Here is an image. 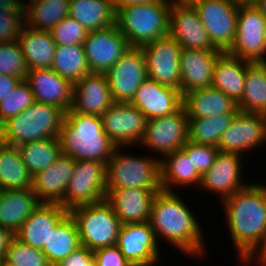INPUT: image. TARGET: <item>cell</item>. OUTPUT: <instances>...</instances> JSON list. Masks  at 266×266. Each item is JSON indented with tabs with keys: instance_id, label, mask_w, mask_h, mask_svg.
<instances>
[{
	"instance_id": "obj_1",
	"label": "cell",
	"mask_w": 266,
	"mask_h": 266,
	"mask_svg": "<svg viewBox=\"0 0 266 266\" xmlns=\"http://www.w3.org/2000/svg\"><path fill=\"white\" fill-rule=\"evenodd\" d=\"M251 183L221 202L226 231L242 266L266 262V185Z\"/></svg>"
},
{
	"instance_id": "obj_2",
	"label": "cell",
	"mask_w": 266,
	"mask_h": 266,
	"mask_svg": "<svg viewBox=\"0 0 266 266\" xmlns=\"http://www.w3.org/2000/svg\"><path fill=\"white\" fill-rule=\"evenodd\" d=\"M184 202L176 191L161 189L153 200L149 222L160 245L165 240L182 255L199 259L207 250L204 228Z\"/></svg>"
},
{
	"instance_id": "obj_3",
	"label": "cell",
	"mask_w": 266,
	"mask_h": 266,
	"mask_svg": "<svg viewBox=\"0 0 266 266\" xmlns=\"http://www.w3.org/2000/svg\"><path fill=\"white\" fill-rule=\"evenodd\" d=\"M61 153L74 160H95L107 165L117 147L104 131L100 116L65 112L59 134Z\"/></svg>"
},
{
	"instance_id": "obj_4",
	"label": "cell",
	"mask_w": 266,
	"mask_h": 266,
	"mask_svg": "<svg viewBox=\"0 0 266 266\" xmlns=\"http://www.w3.org/2000/svg\"><path fill=\"white\" fill-rule=\"evenodd\" d=\"M65 111L58 106L34 102L0 126V142L19 146L31 141L58 138Z\"/></svg>"
},
{
	"instance_id": "obj_5",
	"label": "cell",
	"mask_w": 266,
	"mask_h": 266,
	"mask_svg": "<svg viewBox=\"0 0 266 266\" xmlns=\"http://www.w3.org/2000/svg\"><path fill=\"white\" fill-rule=\"evenodd\" d=\"M172 1L128 5L116 11V25L131 47H141L169 34Z\"/></svg>"
},
{
	"instance_id": "obj_6",
	"label": "cell",
	"mask_w": 266,
	"mask_h": 266,
	"mask_svg": "<svg viewBox=\"0 0 266 266\" xmlns=\"http://www.w3.org/2000/svg\"><path fill=\"white\" fill-rule=\"evenodd\" d=\"M126 148L116 147L106 165V189L161 190L159 156H132L122 152Z\"/></svg>"
},
{
	"instance_id": "obj_7",
	"label": "cell",
	"mask_w": 266,
	"mask_h": 266,
	"mask_svg": "<svg viewBox=\"0 0 266 266\" xmlns=\"http://www.w3.org/2000/svg\"><path fill=\"white\" fill-rule=\"evenodd\" d=\"M69 213L77 223L81 245L91 251L116 245L122 224L106 199L74 207Z\"/></svg>"
},
{
	"instance_id": "obj_8",
	"label": "cell",
	"mask_w": 266,
	"mask_h": 266,
	"mask_svg": "<svg viewBox=\"0 0 266 266\" xmlns=\"http://www.w3.org/2000/svg\"><path fill=\"white\" fill-rule=\"evenodd\" d=\"M227 53L250 62L266 61V19L253 3L239 4L237 32Z\"/></svg>"
},
{
	"instance_id": "obj_9",
	"label": "cell",
	"mask_w": 266,
	"mask_h": 266,
	"mask_svg": "<svg viewBox=\"0 0 266 266\" xmlns=\"http://www.w3.org/2000/svg\"><path fill=\"white\" fill-rule=\"evenodd\" d=\"M212 45L227 52L237 32L239 4L233 0H192Z\"/></svg>"
},
{
	"instance_id": "obj_10",
	"label": "cell",
	"mask_w": 266,
	"mask_h": 266,
	"mask_svg": "<svg viewBox=\"0 0 266 266\" xmlns=\"http://www.w3.org/2000/svg\"><path fill=\"white\" fill-rule=\"evenodd\" d=\"M106 164L95 160H75L73 175L65 190L64 208L89 205L106 199Z\"/></svg>"
},
{
	"instance_id": "obj_11",
	"label": "cell",
	"mask_w": 266,
	"mask_h": 266,
	"mask_svg": "<svg viewBox=\"0 0 266 266\" xmlns=\"http://www.w3.org/2000/svg\"><path fill=\"white\" fill-rule=\"evenodd\" d=\"M187 141L188 117L182 106L173 114L147 120L139 145L159 154L161 160L165 155L180 150Z\"/></svg>"
},
{
	"instance_id": "obj_12",
	"label": "cell",
	"mask_w": 266,
	"mask_h": 266,
	"mask_svg": "<svg viewBox=\"0 0 266 266\" xmlns=\"http://www.w3.org/2000/svg\"><path fill=\"white\" fill-rule=\"evenodd\" d=\"M264 143L266 146V115L238 111L222 134L218 149L221 152L238 153L249 160L245 154L248 151L253 153Z\"/></svg>"
},
{
	"instance_id": "obj_13",
	"label": "cell",
	"mask_w": 266,
	"mask_h": 266,
	"mask_svg": "<svg viewBox=\"0 0 266 266\" xmlns=\"http://www.w3.org/2000/svg\"><path fill=\"white\" fill-rule=\"evenodd\" d=\"M140 48L146 59L148 78L181 92L180 45L168 34Z\"/></svg>"
},
{
	"instance_id": "obj_14",
	"label": "cell",
	"mask_w": 266,
	"mask_h": 266,
	"mask_svg": "<svg viewBox=\"0 0 266 266\" xmlns=\"http://www.w3.org/2000/svg\"><path fill=\"white\" fill-rule=\"evenodd\" d=\"M116 246L132 266H156L162 262L161 248L149 221L123 224Z\"/></svg>"
},
{
	"instance_id": "obj_15",
	"label": "cell",
	"mask_w": 266,
	"mask_h": 266,
	"mask_svg": "<svg viewBox=\"0 0 266 266\" xmlns=\"http://www.w3.org/2000/svg\"><path fill=\"white\" fill-rule=\"evenodd\" d=\"M114 102L128 103L148 77L146 59L140 47H131L105 73Z\"/></svg>"
},
{
	"instance_id": "obj_16",
	"label": "cell",
	"mask_w": 266,
	"mask_h": 266,
	"mask_svg": "<svg viewBox=\"0 0 266 266\" xmlns=\"http://www.w3.org/2000/svg\"><path fill=\"white\" fill-rule=\"evenodd\" d=\"M100 117L104 131L117 147L135 148L139 145L147 119L133 104L114 102Z\"/></svg>"
},
{
	"instance_id": "obj_17",
	"label": "cell",
	"mask_w": 266,
	"mask_h": 266,
	"mask_svg": "<svg viewBox=\"0 0 266 266\" xmlns=\"http://www.w3.org/2000/svg\"><path fill=\"white\" fill-rule=\"evenodd\" d=\"M243 159L248 163L249 160L238 153L219 151L214 164L201 175L198 188L211 192L210 194H217L216 198L218 196L220 202L241 190L249 184V181L245 183L242 177L245 172Z\"/></svg>"
},
{
	"instance_id": "obj_18",
	"label": "cell",
	"mask_w": 266,
	"mask_h": 266,
	"mask_svg": "<svg viewBox=\"0 0 266 266\" xmlns=\"http://www.w3.org/2000/svg\"><path fill=\"white\" fill-rule=\"evenodd\" d=\"M83 47L91 73H105L131 48L116 24L89 31Z\"/></svg>"
},
{
	"instance_id": "obj_19",
	"label": "cell",
	"mask_w": 266,
	"mask_h": 266,
	"mask_svg": "<svg viewBox=\"0 0 266 266\" xmlns=\"http://www.w3.org/2000/svg\"><path fill=\"white\" fill-rule=\"evenodd\" d=\"M169 35L181 49L218 50L212 45L197 10L190 2L172 1Z\"/></svg>"
},
{
	"instance_id": "obj_20",
	"label": "cell",
	"mask_w": 266,
	"mask_h": 266,
	"mask_svg": "<svg viewBox=\"0 0 266 266\" xmlns=\"http://www.w3.org/2000/svg\"><path fill=\"white\" fill-rule=\"evenodd\" d=\"M24 80L34 94L35 102L58 106L65 112L72 108L74 84L52 68L31 69Z\"/></svg>"
},
{
	"instance_id": "obj_21",
	"label": "cell",
	"mask_w": 266,
	"mask_h": 266,
	"mask_svg": "<svg viewBox=\"0 0 266 266\" xmlns=\"http://www.w3.org/2000/svg\"><path fill=\"white\" fill-rule=\"evenodd\" d=\"M138 108L147 120L173 114L182 107L183 96L180 90L161 85L146 78L130 102Z\"/></svg>"
},
{
	"instance_id": "obj_22",
	"label": "cell",
	"mask_w": 266,
	"mask_h": 266,
	"mask_svg": "<svg viewBox=\"0 0 266 266\" xmlns=\"http://www.w3.org/2000/svg\"><path fill=\"white\" fill-rule=\"evenodd\" d=\"M159 191L139 188L106 189V200L122 225L147 222L150 221L152 203Z\"/></svg>"
},
{
	"instance_id": "obj_23",
	"label": "cell",
	"mask_w": 266,
	"mask_h": 266,
	"mask_svg": "<svg viewBox=\"0 0 266 266\" xmlns=\"http://www.w3.org/2000/svg\"><path fill=\"white\" fill-rule=\"evenodd\" d=\"M75 160L61 156L32 178V189L41 203H57L64 208L65 190L73 175Z\"/></svg>"
},
{
	"instance_id": "obj_24",
	"label": "cell",
	"mask_w": 266,
	"mask_h": 266,
	"mask_svg": "<svg viewBox=\"0 0 266 266\" xmlns=\"http://www.w3.org/2000/svg\"><path fill=\"white\" fill-rule=\"evenodd\" d=\"M220 50L181 49L180 81L182 96L196 89L212 87L213 68Z\"/></svg>"
},
{
	"instance_id": "obj_25",
	"label": "cell",
	"mask_w": 266,
	"mask_h": 266,
	"mask_svg": "<svg viewBox=\"0 0 266 266\" xmlns=\"http://www.w3.org/2000/svg\"><path fill=\"white\" fill-rule=\"evenodd\" d=\"M113 103L104 73H90L74 83L73 111L101 116Z\"/></svg>"
},
{
	"instance_id": "obj_26",
	"label": "cell",
	"mask_w": 266,
	"mask_h": 266,
	"mask_svg": "<svg viewBox=\"0 0 266 266\" xmlns=\"http://www.w3.org/2000/svg\"><path fill=\"white\" fill-rule=\"evenodd\" d=\"M68 213L60 204L40 203L14 237L26 245L42 250L51 231Z\"/></svg>"
},
{
	"instance_id": "obj_27",
	"label": "cell",
	"mask_w": 266,
	"mask_h": 266,
	"mask_svg": "<svg viewBox=\"0 0 266 266\" xmlns=\"http://www.w3.org/2000/svg\"><path fill=\"white\" fill-rule=\"evenodd\" d=\"M188 119L207 118L219 114H236L237 103L219 89L206 87L183 95V103Z\"/></svg>"
},
{
	"instance_id": "obj_28",
	"label": "cell",
	"mask_w": 266,
	"mask_h": 266,
	"mask_svg": "<svg viewBox=\"0 0 266 266\" xmlns=\"http://www.w3.org/2000/svg\"><path fill=\"white\" fill-rule=\"evenodd\" d=\"M40 203L32 188L4 190L0 196V228L14 235Z\"/></svg>"
},
{
	"instance_id": "obj_29",
	"label": "cell",
	"mask_w": 266,
	"mask_h": 266,
	"mask_svg": "<svg viewBox=\"0 0 266 266\" xmlns=\"http://www.w3.org/2000/svg\"><path fill=\"white\" fill-rule=\"evenodd\" d=\"M200 180L201 174L196 170L192 160L182 149L173 151L160 160L162 190L174 191L179 186L181 188L186 187V189L192 186L197 189Z\"/></svg>"
},
{
	"instance_id": "obj_30",
	"label": "cell",
	"mask_w": 266,
	"mask_h": 266,
	"mask_svg": "<svg viewBox=\"0 0 266 266\" xmlns=\"http://www.w3.org/2000/svg\"><path fill=\"white\" fill-rule=\"evenodd\" d=\"M248 62V60L222 52L214 64L212 87L219 89L238 103L245 88L246 64Z\"/></svg>"
},
{
	"instance_id": "obj_31",
	"label": "cell",
	"mask_w": 266,
	"mask_h": 266,
	"mask_svg": "<svg viewBox=\"0 0 266 266\" xmlns=\"http://www.w3.org/2000/svg\"><path fill=\"white\" fill-rule=\"evenodd\" d=\"M17 41L29 70L52 67L56 44L50 31L34 29L24 24Z\"/></svg>"
},
{
	"instance_id": "obj_32",
	"label": "cell",
	"mask_w": 266,
	"mask_h": 266,
	"mask_svg": "<svg viewBox=\"0 0 266 266\" xmlns=\"http://www.w3.org/2000/svg\"><path fill=\"white\" fill-rule=\"evenodd\" d=\"M81 246L79 230L73 216L68 213L51 231L42 252L51 266L58 265Z\"/></svg>"
},
{
	"instance_id": "obj_33",
	"label": "cell",
	"mask_w": 266,
	"mask_h": 266,
	"mask_svg": "<svg viewBox=\"0 0 266 266\" xmlns=\"http://www.w3.org/2000/svg\"><path fill=\"white\" fill-rule=\"evenodd\" d=\"M69 16L88 31L116 24V11L111 0H70Z\"/></svg>"
},
{
	"instance_id": "obj_34",
	"label": "cell",
	"mask_w": 266,
	"mask_h": 266,
	"mask_svg": "<svg viewBox=\"0 0 266 266\" xmlns=\"http://www.w3.org/2000/svg\"><path fill=\"white\" fill-rule=\"evenodd\" d=\"M239 111L266 115V61L246 64L245 88Z\"/></svg>"
},
{
	"instance_id": "obj_35",
	"label": "cell",
	"mask_w": 266,
	"mask_h": 266,
	"mask_svg": "<svg viewBox=\"0 0 266 266\" xmlns=\"http://www.w3.org/2000/svg\"><path fill=\"white\" fill-rule=\"evenodd\" d=\"M32 178L17 147L0 142V185L3 189L32 188Z\"/></svg>"
},
{
	"instance_id": "obj_36",
	"label": "cell",
	"mask_w": 266,
	"mask_h": 266,
	"mask_svg": "<svg viewBox=\"0 0 266 266\" xmlns=\"http://www.w3.org/2000/svg\"><path fill=\"white\" fill-rule=\"evenodd\" d=\"M70 0H30L26 5L25 24L31 28L51 31L69 16Z\"/></svg>"
},
{
	"instance_id": "obj_37",
	"label": "cell",
	"mask_w": 266,
	"mask_h": 266,
	"mask_svg": "<svg viewBox=\"0 0 266 266\" xmlns=\"http://www.w3.org/2000/svg\"><path fill=\"white\" fill-rule=\"evenodd\" d=\"M52 70L73 84L90 74L83 45H56Z\"/></svg>"
},
{
	"instance_id": "obj_38",
	"label": "cell",
	"mask_w": 266,
	"mask_h": 266,
	"mask_svg": "<svg viewBox=\"0 0 266 266\" xmlns=\"http://www.w3.org/2000/svg\"><path fill=\"white\" fill-rule=\"evenodd\" d=\"M17 149L32 177L47 169L62 154L59 138L31 141Z\"/></svg>"
},
{
	"instance_id": "obj_39",
	"label": "cell",
	"mask_w": 266,
	"mask_h": 266,
	"mask_svg": "<svg viewBox=\"0 0 266 266\" xmlns=\"http://www.w3.org/2000/svg\"><path fill=\"white\" fill-rule=\"evenodd\" d=\"M235 114H219L207 118L188 119V140L202 145H219L222 134L230 126Z\"/></svg>"
},
{
	"instance_id": "obj_40",
	"label": "cell",
	"mask_w": 266,
	"mask_h": 266,
	"mask_svg": "<svg viewBox=\"0 0 266 266\" xmlns=\"http://www.w3.org/2000/svg\"><path fill=\"white\" fill-rule=\"evenodd\" d=\"M35 102L28 83L21 80L16 87L0 101V126L9 118L26 110Z\"/></svg>"
},
{
	"instance_id": "obj_41",
	"label": "cell",
	"mask_w": 266,
	"mask_h": 266,
	"mask_svg": "<svg viewBox=\"0 0 266 266\" xmlns=\"http://www.w3.org/2000/svg\"><path fill=\"white\" fill-rule=\"evenodd\" d=\"M29 71L18 41L0 43V74L24 80Z\"/></svg>"
},
{
	"instance_id": "obj_42",
	"label": "cell",
	"mask_w": 266,
	"mask_h": 266,
	"mask_svg": "<svg viewBox=\"0 0 266 266\" xmlns=\"http://www.w3.org/2000/svg\"><path fill=\"white\" fill-rule=\"evenodd\" d=\"M4 261L12 266H51L40 249L26 245L15 237L9 243Z\"/></svg>"
},
{
	"instance_id": "obj_43",
	"label": "cell",
	"mask_w": 266,
	"mask_h": 266,
	"mask_svg": "<svg viewBox=\"0 0 266 266\" xmlns=\"http://www.w3.org/2000/svg\"><path fill=\"white\" fill-rule=\"evenodd\" d=\"M51 36L56 45H83L89 31L77 20L70 16L63 18L51 31Z\"/></svg>"
},
{
	"instance_id": "obj_44",
	"label": "cell",
	"mask_w": 266,
	"mask_h": 266,
	"mask_svg": "<svg viewBox=\"0 0 266 266\" xmlns=\"http://www.w3.org/2000/svg\"><path fill=\"white\" fill-rule=\"evenodd\" d=\"M181 149L192 160L193 166L201 175L214 164L220 151L217 146L202 145L189 140Z\"/></svg>"
},
{
	"instance_id": "obj_45",
	"label": "cell",
	"mask_w": 266,
	"mask_h": 266,
	"mask_svg": "<svg viewBox=\"0 0 266 266\" xmlns=\"http://www.w3.org/2000/svg\"><path fill=\"white\" fill-rule=\"evenodd\" d=\"M24 24L23 13H12L0 9V43L17 41Z\"/></svg>"
},
{
	"instance_id": "obj_46",
	"label": "cell",
	"mask_w": 266,
	"mask_h": 266,
	"mask_svg": "<svg viewBox=\"0 0 266 266\" xmlns=\"http://www.w3.org/2000/svg\"><path fill=\"white\" fill-rule=\"evenodd\" d=\"M96 266H132L116 245L93 251Z\"/></svg>"
},
{
	"instance_id": "obj_47",
	"label": "cell",
	"mask_w": 266,
	"mask_h": 266,
	"mask_svg": "<svg viewBox=\"0 0 266 266\" xmlns=\"http://www.w3.org/2000/svg\"><path fill=\"white\" fill-rule=\"evenodd\" d=\"M56 266H96L93 251L81 245Z\"/></svg>"
},
{
	"instance_id": "obj_48",
	"label": "cell",
	"mask_w": 266,
	"mask_h": 266,
	"mask_svg": "<svg viewBox=\"0 0 266 266\" xmlns=\"http://www.w3.org/2000/svg\"><path fill=\"white\" fill-rule=\"evenodd\" d=\"M22 79L0 74V101L10 93Z\"/></svg>"
},
{
	"instance_id": "obj_49",
	"label": "cell",
	"mask_w": 266,
	"mask_h": 266,
	"mask_svg": "<svg viewBox=\"0 0 266 266\" xmlns=\"http://www.w3.org/2000/svg\"><path fill=\"white\" fill-rule=\"evenodd\" d=\"M25 0H0V9L12 13H23L26 16Z\"/></svg>"
},
{
	"instance_id": "obj_50",
	"label": "cell",
	"mask_w": 266,
	"mask_h": 266,
	"mask_svg": "<svg viewBox=\"0 0 266 266\" xmlns=\"http://www.w3.org/2000/svg\"><path fill=\"white\" fill-rule=\"evenodd\" d=\"M115 11L123 6L147 4L150 2H158L160 0H111Z\"/></svg>"
},
{
	"instance_id": "obj_51",
	"label": "cell",
	"mask_w": 266,
	"mask_h": 266,
	"mask_svg": "<svg viewBox=\"0 0 266 266\" xmlns=\"http://www.w3.org/2000/svg\"><path fill=\"white\" fill-rule=\"evenodd\" d=\"M253 4L266 19V0H255Z\"/></svg>"
},
{
	"instance_id": "obj_52",
	"label": "cell",
	"mask_w": 266,
	"mask_h": 266,
	"mask_svg": "<svg viewBox=\"0 0 266 266\" xmlns=\"http://www.w3.org/2000/svg\"><path fill=\"white\" fill-rule=\"evenodd\" d=\"M240 4H247V3H253L255 0H233Z\"/></svg>"
},
{
	"instance_id": "obj_53",
	"label": "cell",
	"mask_w": 266,
	"mask_h": 266,
	"mask_svg": "<svg viewBox=\"0 0 266 266\" xmlns=\"http://www.w3.org/2000/svg\"><path fill=\"white\" fill-rule=\"evenodd\" d=\"M0 266H12L8 263H6L4 260L0 261Z\"/></svg>"
},
{
	"instance_id": "obj_54",
	"label": "cell",
	"mask_w": 266,
	"mask_h": 266,
	"mask_svg": "<svg viewBox=\"0 0 266 266\" xmlns=\"http://www.w3.org/2000/svg\"><path fill=\"white\" fill-rule=\"evenodd\" d=\"M175 2H191L192 0H173Z\"/></svg>"
},
{
	"instance_id": "obj_55",
	"label": "cell",
	"mask_w": 266,
	"mask_h": 266,
	"mask_svg": "<svg viewBox=\"0 0 266 266\" xmlns=\"http://www.w3.org/2000/svg\"><path fill=\"white\" fill-rule=\"evenodd\" d=\"M3 192H4V189H3V187L0 185V196L3 194Z\"/></svg>"
}]
</instances>
